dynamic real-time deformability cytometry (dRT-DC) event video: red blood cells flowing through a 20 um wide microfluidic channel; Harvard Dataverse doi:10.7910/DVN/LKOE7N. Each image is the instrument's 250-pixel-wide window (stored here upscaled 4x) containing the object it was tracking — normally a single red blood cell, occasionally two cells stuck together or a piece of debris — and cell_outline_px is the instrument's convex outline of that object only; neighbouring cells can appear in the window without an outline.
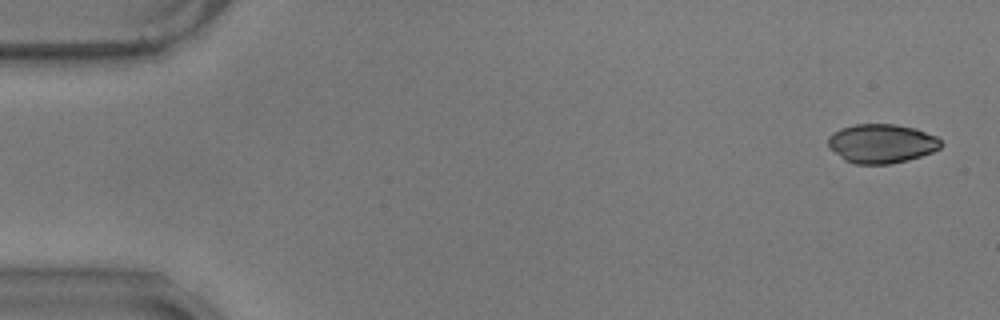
{"species": "common noctule bat (a hibernating species)", "species_latin": "Nyctalus noctula", "temperature_condition": "warm", "stored_images_in_passage": 53, "camera_frame_rate_fps": 3000, "um_per_image_px": 0.085, "animal": {"sex": "male", "body_mass_g": 17.9}, "frame": {"image": 1, "passage_image": 2, "time_ms": 0.333, "image_size_px": [1000, 320], "cell_outline_px": [[940, 148], [932, 152], [908, 160], [888, 164], [856, 164], [844, 160], [828, 144], [828, 136], [832, 132], [840, 128], [856, 124], [896, 124], [916, 128], [936, 136], [940, 140]], "centroid_in_image_um": [74.93, 12.19], "position_along_channel_um": 10.1, "area_um2": 25.61}}
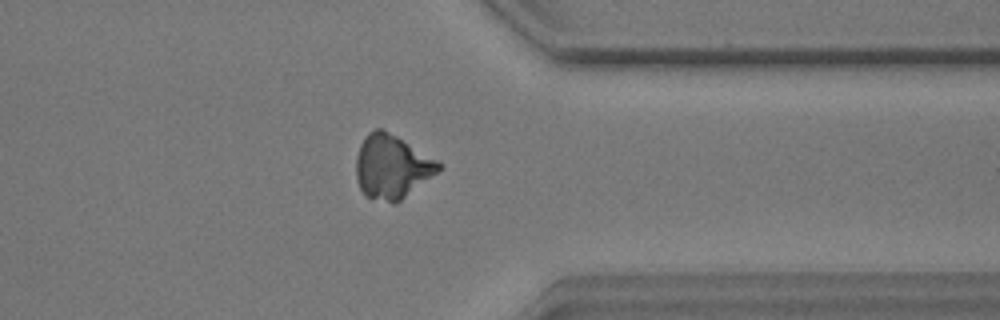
{"frame": {"image": 2, "passage_image": 45, "time_ms": 14.667, "image_size_px": [1000, 320], "cell_outline_px": [[440, 172], [396, 204], [392, 204], [364, 196], [356, 180], [356, 156], [360, 144], [368, 132], [376, 128], [384, 128], [436, 160], [440, 164]], "centroid_in_image_um": [33.29, 14.19], "position_along_channel_um": 378.1, "area_um2": 30.98}}
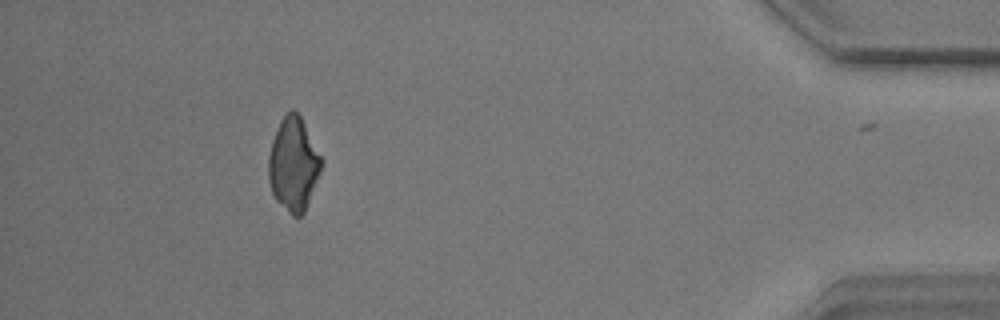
{"frame": {"image": 3, "passage_image": 52, "time_ms": 17.0, "image_size_px": [1000, 320], "cell_outline_px": [[324, 160], [320, 172], [304, 212], [300, 216], [292, 216], [276, 200], [272, 192], [268, 180], [268, 156], [272, 140], [276, 128], [280, 120], [292, 108], [300, 116]], "centroid_in_image_um": [24.93, 13.95], "position_along_channel_um": 410.3, "area_um2": 28.73}}